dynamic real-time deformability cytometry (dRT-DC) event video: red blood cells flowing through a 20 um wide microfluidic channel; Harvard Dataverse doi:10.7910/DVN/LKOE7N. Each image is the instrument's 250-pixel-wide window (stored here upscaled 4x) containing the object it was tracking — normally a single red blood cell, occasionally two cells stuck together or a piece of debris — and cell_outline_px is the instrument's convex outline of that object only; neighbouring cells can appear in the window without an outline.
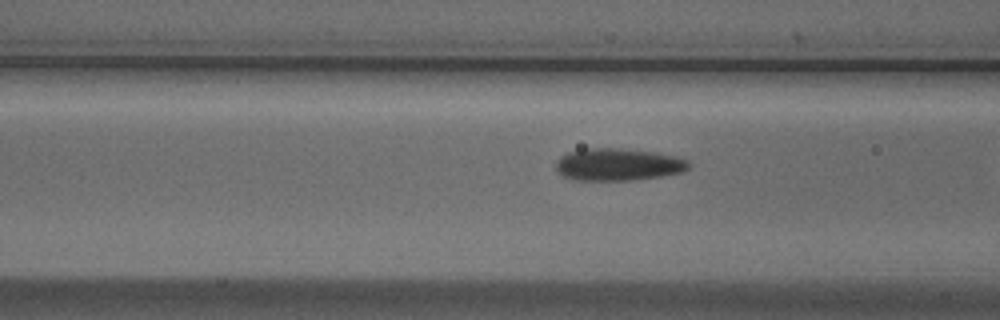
{"species": "Egyptian fruit bat (a non-hibernating species)", "species_latin": "Rousettus aegyptiacus", "temperature_condition": "cold", "stored_images_in_passage": 6, "camera_frame_rate_fps": 3000, "um_per_image_px": 0.085, "animal": {"sex": "male"}, "frame": {"image": 1, "passage_image": 5, "time_ms": 1.333, "image_size_px": [1000, 320], "cell_outline_px": [[692, 164], [684, 172], [660, 176], [632, 180], [572, 180], [564, 176], [556, 168], [556, 160], [560, 156], [568, 152], [580, 148], [616, 148], [656, 152], [676, 156], [688, 160]], "centroid_in_image_um": [52.55, 13.97], "position_along_channel_um": 114.1, "area_um2": 25.2}}